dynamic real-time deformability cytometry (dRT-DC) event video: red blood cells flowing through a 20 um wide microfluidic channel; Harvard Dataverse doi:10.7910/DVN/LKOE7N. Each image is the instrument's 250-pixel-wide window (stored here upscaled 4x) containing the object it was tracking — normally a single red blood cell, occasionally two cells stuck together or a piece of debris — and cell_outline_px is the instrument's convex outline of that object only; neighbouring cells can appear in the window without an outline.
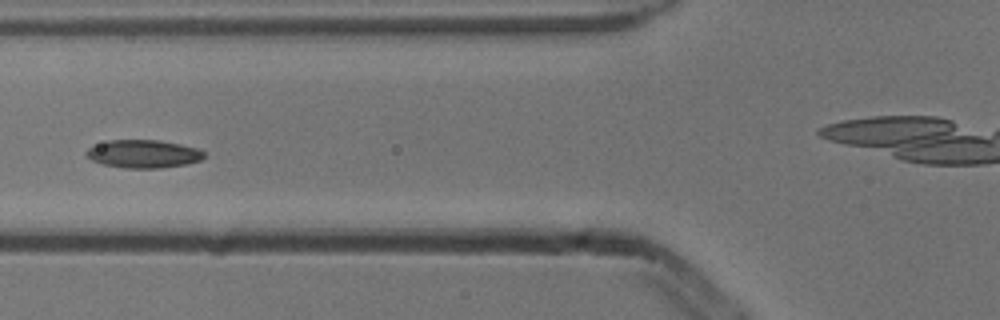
{"species": "common noctule bat (a hibernating species)", "species_latin": "Nyctalus noctula", "temperature_condition": "cold", "stored_images_in_passage": 8, "segment_of_instrument_passage": [1, 2], "camera_frame_rate_fps": 3000, "um_per_image_px": 0.085, "animal": {"sex": "male", "body_mass_g": 13.3}, "frame": {"image": 1, "passage_image": 7, "time_ms": 2.0, "image_size_px": [1000, 320], "cell_outline_px": [[204, 156], [200, 160], [184, 164], [160, 168], [124, 168], [104, 164], [92, 160], [84, 152], [88, 148], [108, 140], [160, 140], [180, 144], [196, 148], [204, 152]], "centroid_in_image_um": [12.17, 13.07], "position_along_channel_um": 113.6, "area_um2": 19.02}}